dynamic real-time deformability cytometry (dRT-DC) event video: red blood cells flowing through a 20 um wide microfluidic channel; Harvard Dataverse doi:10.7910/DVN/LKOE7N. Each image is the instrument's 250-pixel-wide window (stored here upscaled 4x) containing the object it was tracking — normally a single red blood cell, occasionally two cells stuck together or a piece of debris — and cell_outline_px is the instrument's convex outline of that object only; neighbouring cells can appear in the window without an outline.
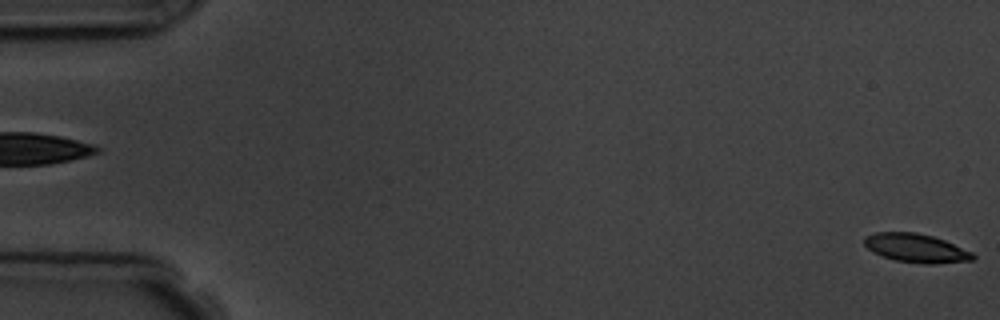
{"species": "common noctule bat (a hibernating species)", "species_latin": "Nyctalus noctula", "temperature_condition": "room temperature", "stored_images_in_passage": 6, "camera_frame_rate_fps": 3000, "um_per_image_px": 0.085, "animal": {"sex": "male", "body_mass_g": 19.5, "forearm_length_mm": 54.6}, "frame": {"image": 1, "passage_image": 6, "time_ms": 5.667, "image_size_px": [1000, 320], "cell_outline_px": [[976, 256], [972, 260], [932, 264], [924, 264], [896, 260], [872, 252], [864, 244], [864, 236], [876, 232], [916, 232], [932, 236], [944, 240], [972, 252]], "centroid_in_image_um": [77.85, 21.08], "position_along_channel_um": 7.2, "area_um2": 18.03}}